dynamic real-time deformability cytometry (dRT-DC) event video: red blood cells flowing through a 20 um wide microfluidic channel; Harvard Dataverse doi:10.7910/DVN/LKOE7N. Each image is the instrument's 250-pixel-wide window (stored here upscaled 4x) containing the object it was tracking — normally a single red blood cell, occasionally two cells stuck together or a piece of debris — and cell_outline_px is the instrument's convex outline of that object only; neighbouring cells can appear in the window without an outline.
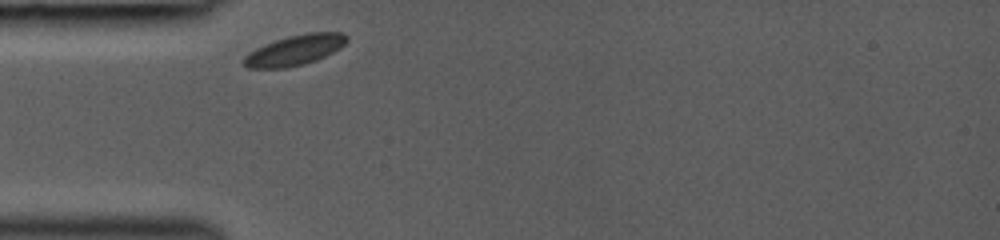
{"species": "common noctule bat (a hibernating species)", "species_latin": "Nyctalus noctula", "temperature_condition": "room temperature", "stored_images_in_passage": 9, "camera_frame_rate_fps": 3000, "um_per_image_px": 0.085, "animal": {"sex": "female", "body_mass_g": 19.0, "forearm_length_mm": 53.3}, "frame": {"image": 1, "passage_image": 1, "time_ms": 0.0, "image_size_px": [1000, 240], "cell_outline_px": [[348, 40], [340, 48], [316, 60], [304, 64], [284, 68], [248, 68], [244, 64], [244, 56], [248, 52], [264, 44], [288, 36], [308, 32], [344, 32], [348, 36]], "centroid_in_image_um": [25.07, 4.25], "position_along_channel_um": 59.9, "area_um2": 18.15}}
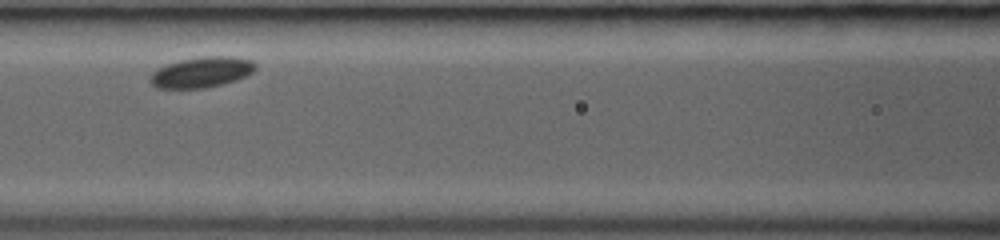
{"frame": {"image": 2, "passage_image": 4, "time_ms": 2.333, "image_size_px": [1000, 240], "cell_outline_px": [[256, 68], [252, 72], [236, 80], [204, 88], [156, 88], [148, 80], [152, 72], [168, 64], [180, 60], [204, 56], [232, 56], [252, 60], [256, 64]], "centroid_in_image_um": [17.13, 6.13], "position_along_channel_um": 149.5, "area_um2": 18.61}}
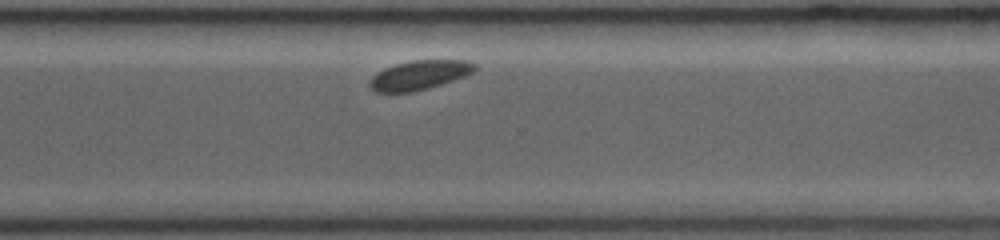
{"frame": {"image": 3, "passage_image": 9, "time_ms": 7.0, "image_size_px": [1000, 240], "cell_outline_px": [[476, 68], [472, 72], [464, 76], [428, 88], [412, 92], [376, 92], [368, 84], [372, 76], [376, 72], [384, 68], [396, 64], [412, 60], [468, 60], [476, 64]], "centroid_in_image_um": [35.62, 6.37], "position_along_channel_um": 335.0, "area_um2": 17.8}}